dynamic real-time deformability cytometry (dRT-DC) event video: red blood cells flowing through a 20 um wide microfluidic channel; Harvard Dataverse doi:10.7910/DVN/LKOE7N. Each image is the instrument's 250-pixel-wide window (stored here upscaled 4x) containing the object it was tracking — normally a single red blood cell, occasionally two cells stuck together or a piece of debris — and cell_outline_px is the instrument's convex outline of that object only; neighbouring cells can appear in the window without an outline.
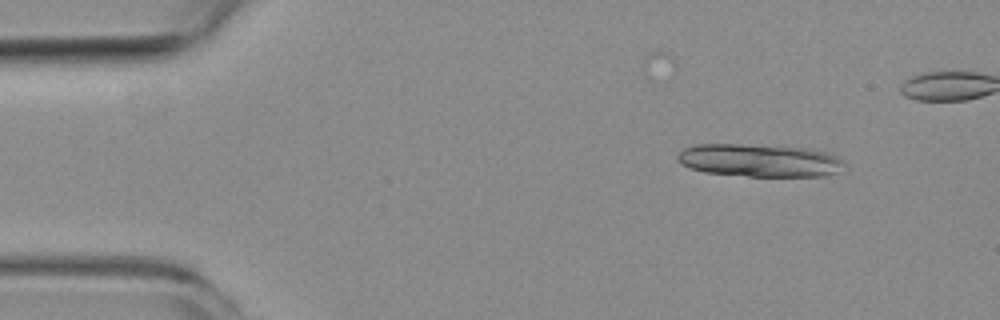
{"species": "common noctule bat (a hibernating species)", "species_latin": "Nyctalus noctula", "temperature_condition": "room temperature", "stored_images_in_passage": 6, "camera_frame_rate_fps": 3000, "um_per_image_px": 0.085, "animal": {"sex": "female", "body_mass_g": 19.3, "forearm_length_mm": 54.1}, "frame": {"image": 1, "passage_image": 1, "time_ms": 0.0, "image_size_px": [1000, 320], "cell_outline_px": [[844, 164], [836, 172], [828, 176], [748, 176], [704, 172], [680, 164], [676, 156], [684, 148], [696, 144], [740, 144], [812, 148], [828, 152], [844, 160]], "centroid_in_image_um": [64.57, 13.63], "position_along_channel_um": 20.4, "area_um2": 32.02}}
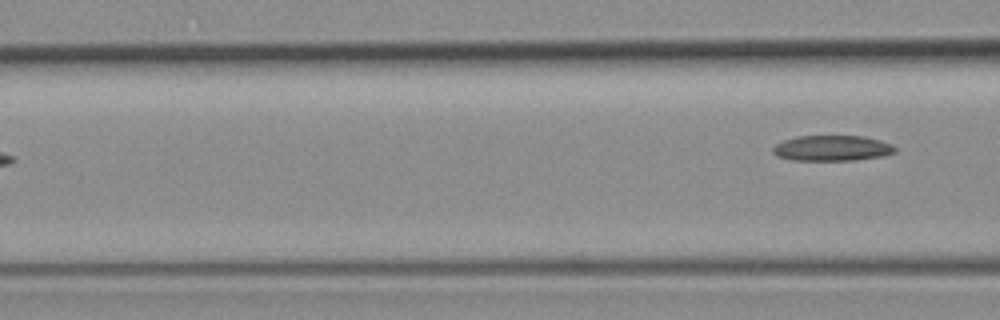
{"frame": {"image": 2, "passage_image": 6, "time_ms": 6.667, "image_size_px": [1000, 320], "cell_outline_px": [[896, 152], [884, 156], [856, 160], [792, 160], [776, 156], [772, 152], [772, 148], [776, 144], [784, 140], [796, 136], [864, 136], [880, 140], [892, 144], [896, 148]], "centroid_in_image_um": [70.74, 12.59], "position_along_channel_um": 95.9, "area_um2": 18.32}}